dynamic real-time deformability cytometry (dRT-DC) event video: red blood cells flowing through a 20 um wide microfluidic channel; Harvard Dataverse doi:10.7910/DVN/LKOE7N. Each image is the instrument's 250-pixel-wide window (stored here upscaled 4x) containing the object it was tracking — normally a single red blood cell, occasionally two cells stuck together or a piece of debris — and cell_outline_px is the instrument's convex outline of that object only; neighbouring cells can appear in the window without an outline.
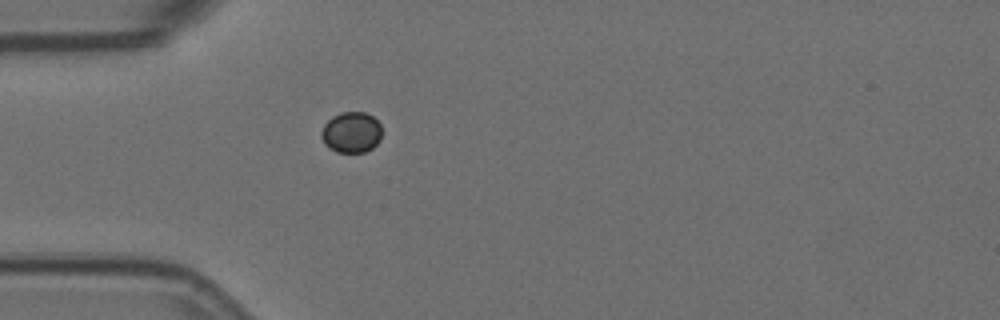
{"species": "Egyptian fruit bat (a non-hibernating species)", "species_latin": "Rousettus aegyptiacus", "temperature_condition": "room temperature", "stored_images_in_passage": 42, "camera_frame_rate_fps": 3000, "um_per_image_px": 0.085, "animal": {"sex": "female"}, "frame": {"image": 1, "passage_image": 1, "time_ms": 0.0, "image_size_px": [1000, 320], "cell_outline_px": [[380, 140], [372, 148], [364, 152], [336, 152], [328, 148], [324, 144], [320, 136], [320, 132], [324, 124], [332, 116], [340, 112], [364, 112], [372, 116], [380, 124]], "centroid_in_image_um": [29.82, 11.25], "position_along_channel_um": 55.2, "area_um2": 14.51}}
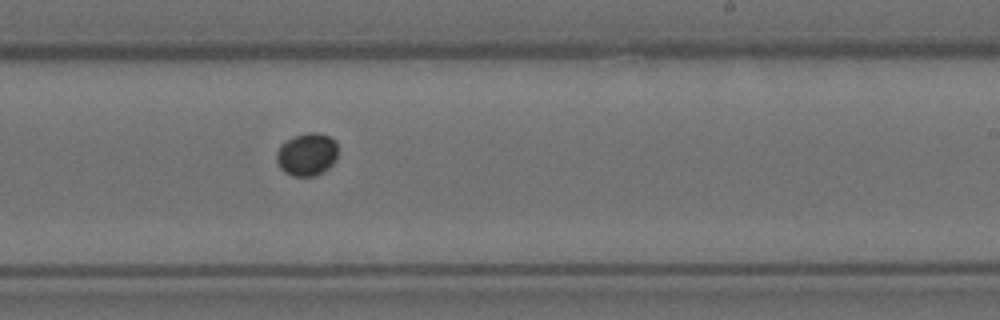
{"frame": {"image": 2, "passage_image": 19, "time_ms": 6.0, "image_size_px": [1000, 320], "cell_outline_px": [[336, 160], [328, 168], [316, 176], [292, 176], [284, 172], [280, 168], [276, 160], [276, 152], [280, 144], [292, 136], [308, 132], [316, 132], [328, 136], [336, 140]], "centroid_in_image_um": [26.06, 13.12], "position_along_channel_um": 262.9, "area_um2": 15.49}}
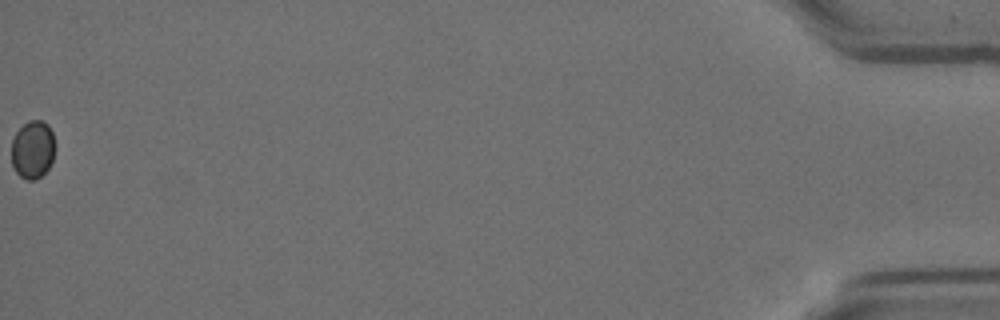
{"frame": {"image": 3, "passage_image": 42, "time_ms": 13.667, "image_size_px": [1000, 320], "cell_outline_px": [[52, 160], [48, 168], [36, 180], [28, 180], [20, 176], [16, 172], [12, 164], [12, 140], [16, 132], [28, 120], [40, 120], [48, 124], [52, 132]], "centroid_in_image_um": [2.74, 12.71], "position_along_channel_um": 432.5, "area_um2": 14.39}}